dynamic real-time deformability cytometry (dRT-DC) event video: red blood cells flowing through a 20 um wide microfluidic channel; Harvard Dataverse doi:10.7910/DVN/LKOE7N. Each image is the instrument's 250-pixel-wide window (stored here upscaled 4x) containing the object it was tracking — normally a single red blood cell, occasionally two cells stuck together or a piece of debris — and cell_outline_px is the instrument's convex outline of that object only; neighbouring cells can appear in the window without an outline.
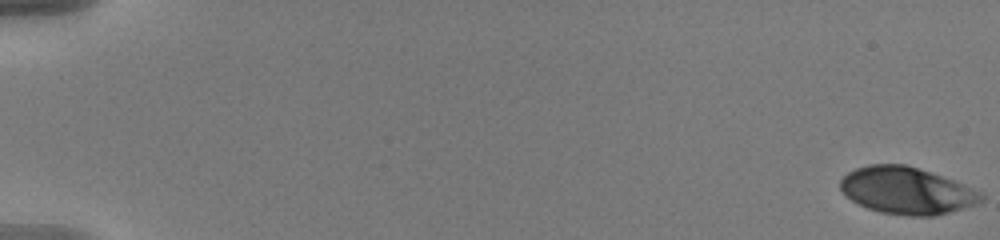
{"species": "human", "species_latin": "Homo sapiens", "temperature_condition": "warm", "stored_images_in_passage": 57, "camera_frame_rate_fps": 3000, "um_per_image_px": 0.085, "donor": {"sex": "male"}, "frame": {"image": 1, "passage_image": 1, "time_ms": 0.0, "image_size_px": [1000, 240], "cell_outline_px": [[984, 200], [976, 204], [948, 212], [932, 216], [908, 216], [880, 212], [868, 208], [844, 196], [840, 188], [840, 180], [848, 172], [856, 168], [868, 164], [904, 164], [952, 180], [984, 192]], "centroid_in_image_um": [77.05, 16.21], "position_along_channel_um": 7.9, "area_um2": 38.32}}
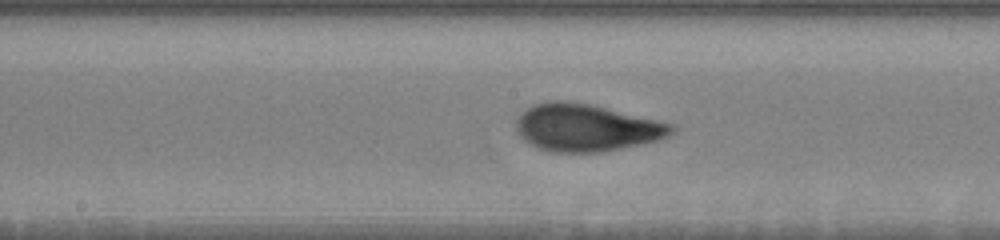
{"frame": {"image": 2, "passage_image": 32, "time_ms": 10.333, "image_size_px": [1000, 240], "cell_outline_px": [[676, 128], [668, 136], [660, 140], [600, 152], [548, 152], [528, 144], [520, 136], [516, 128], [516, 120], [532, 104], [552, 100], [568, 100], [592, 104], [676, 124]], "centroid_in_image_um": [49.85, 10.84], "position_along_channel_um": 198.4, "area_um2": 43.18}}
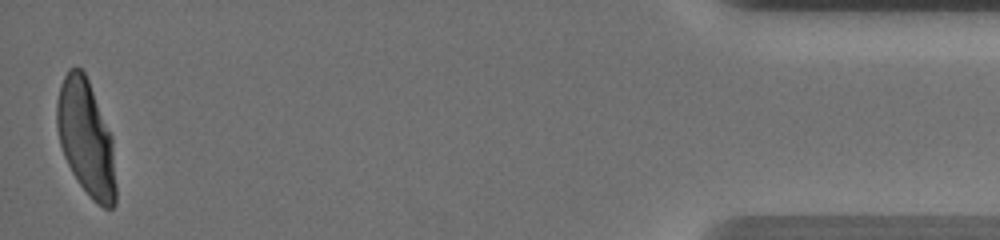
{"frame": {"image": 3, "passage_image": 57, "time_ms": 18.667, "image_size_px": [1000, 240], "cell_outline_px": [[116, 204], [112, 208], [104, 208], [92, 200], [88, 196], [72, 172], [64, 156], [60, 144], [56, 124], [56, 104], [60, 84], [68, 68], [80, 68], [84, 72], [88, 80], [112, 136], [116, 188]], "centroid_in_image_um": [7.31, 11.75], "position_along_channel_um": 427.9, "area_um2": 39.71}, "authors_computed_cell_mechanics": {"area_um2": 39.7664, "velocity_mm_per_s": 3.6357, "shape_relaxation_time_tau1_ms": 4.9168, "shape_relaxation_time_tau2_ms": null, "deformation_change_tau1": 0.216, "deformation_change_tau2": null}}